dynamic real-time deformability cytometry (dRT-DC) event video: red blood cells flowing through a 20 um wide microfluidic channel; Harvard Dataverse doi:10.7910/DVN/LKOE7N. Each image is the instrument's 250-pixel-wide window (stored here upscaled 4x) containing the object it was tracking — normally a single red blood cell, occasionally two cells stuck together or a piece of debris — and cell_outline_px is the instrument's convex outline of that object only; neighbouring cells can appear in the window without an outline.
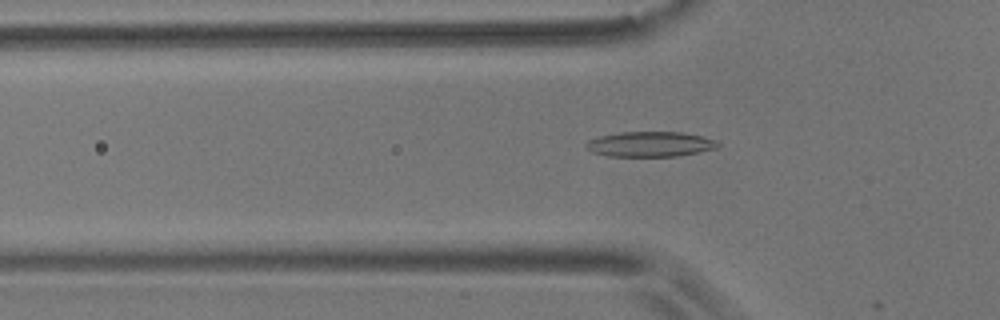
{"species": "common noctule bat (a hibernating species)", "species_latin": "Nyctalus noctula", "temperature_condition": "room temperature", "stored_images_in_passage": 8, "camera_frame_rate_fps": 3000, "um_per_image_px": 0.085, "animal": {"sex": "male", "body_mass_g": 17.9}, "frame": {"image": 1, "passage_image": 7, "time_ms": 2.0, "image_size_px": [1000, 320], "cell_outline_px": [[720, 144], [716, 148], [676, 156], [608, 156], [592, 152], [584, 148], [584, 144], [588, 140], [600, 136], [620, 132], [680, 132], [700, 136], [716, 140]], "centroid_in_image_um": [55.2, 12.25], "position_along_channel_um": 70.6, "area_um2": 19.19}}